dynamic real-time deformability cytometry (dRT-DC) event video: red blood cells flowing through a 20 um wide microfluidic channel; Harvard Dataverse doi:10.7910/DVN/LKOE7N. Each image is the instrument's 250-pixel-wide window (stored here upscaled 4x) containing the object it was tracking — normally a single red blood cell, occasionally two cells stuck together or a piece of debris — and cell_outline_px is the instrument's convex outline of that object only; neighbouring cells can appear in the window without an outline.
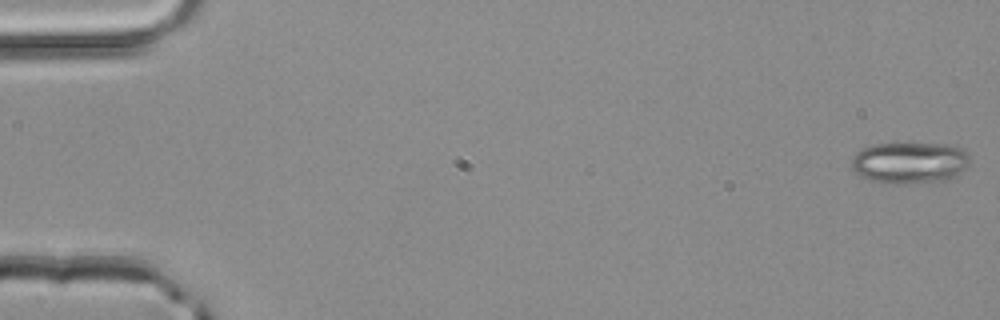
{"species": "common noctule bat (a hibernating species)", "species_latin": "Nyctalus noctula", "temperature_condition": "room temperature", "stored_images_in_passage": 51, "camera_frame_rate_fps": 3000, "um_per_image_px": 0.085, "animal": {"sex": "male", "body_mass_g": 20.4}, "frame": {"image": 1, "passage_image": 1, "time_ms": 0.0, "image_size_px": [1000, 320], "cell_outline_px": [[968, 164], [956, 176], [944, 180], [904, 184], [884, 184], [868, 180], [860, 176], [852, 168], [852, 156], [856, 152], [872, 144], [948, 144], [960, 148], [968, 156]], "centroid_in_image_um": [77.26, 13.85], "position_along_channel_um": 7.7, "area_um2": 28.55}}
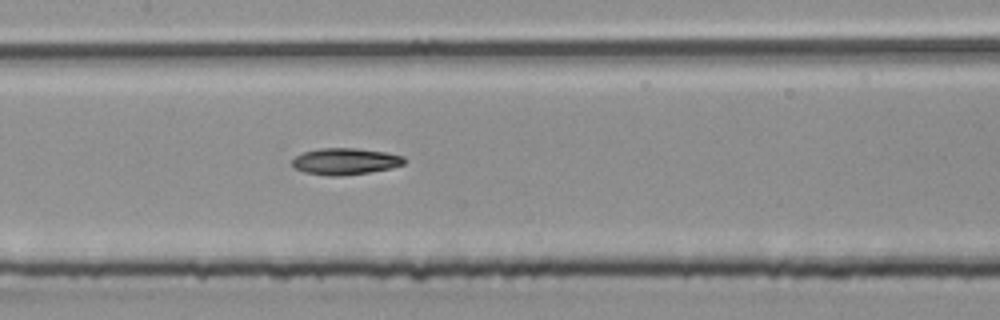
{"frame": {"image": 2, "passage_image": 25, "time_ms": 8.0, "image_size_px": [1000, 320], "cell_outline_px": [[404, 164], [392, 168], [344, 176], [328, 176], [304, 172], [292, 168], [292, 160], [296, 156], [304, 152], [320, 148], [356, 148], [388, 152], [404, 156]], "centroid_in_image_um": [29.34, 13.72], "position_along_channel_um": 178.1, "area_um2": 17.51}}
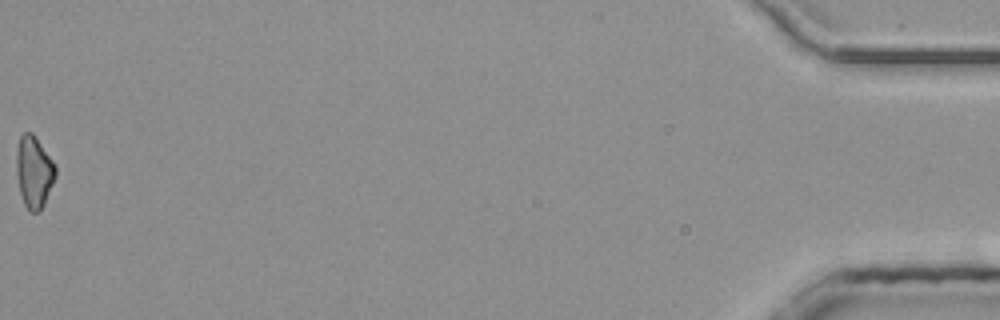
{"frame": {"image": 3, "passage_image": 51, "time_ms": 16.667, "image_size_px": [1000, 320], "cell_outline_px": [[56, 176], [44, 204], [36, 212], [28, 212], [24, 204], [20, 192], [16, 172], [16, 148], [20, 136], [24, 132], [32, 132], [56, 164]], "centroid_in_image_um": [2.88, 14.59], "position_along_channel_um": 432.3, "area_um2": 16.47}}